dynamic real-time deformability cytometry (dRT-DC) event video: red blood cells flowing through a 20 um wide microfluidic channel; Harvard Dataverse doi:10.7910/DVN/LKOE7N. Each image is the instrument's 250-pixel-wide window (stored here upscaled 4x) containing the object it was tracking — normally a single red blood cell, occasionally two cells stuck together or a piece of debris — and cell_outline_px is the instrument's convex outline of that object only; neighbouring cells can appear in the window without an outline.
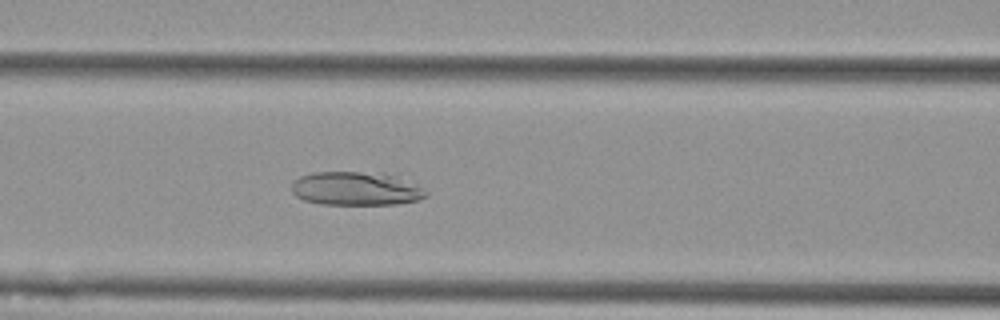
{"species": "Egyptian fruit bat (a non-hibernating species)", "species_latin": "Rousettus aegyptiacus", "temperature_condition": "cold", "stored_images_in_passage": 45, "camera_frame_rate_fps": 3000, "um_per_image_px": 0.085, "animal": {"sex": "female"}, "frame": {"image": 1, "passage_image": 18, "time_ms": 5.667, "image_size_px": [1000, 320], "cell_outline_px": [[428, 196], [420, 200], [400, 204], [320, 204], [304, 200], [296, 196], [292, 192], [292, 184], [300, 176], [312, 172], [384, 172], [420, 188], [428, 192]], "centroid_in_image_um": [30.23, 16.04], "position_along_channel_um": 136.4, "area_um2": 26.18}}
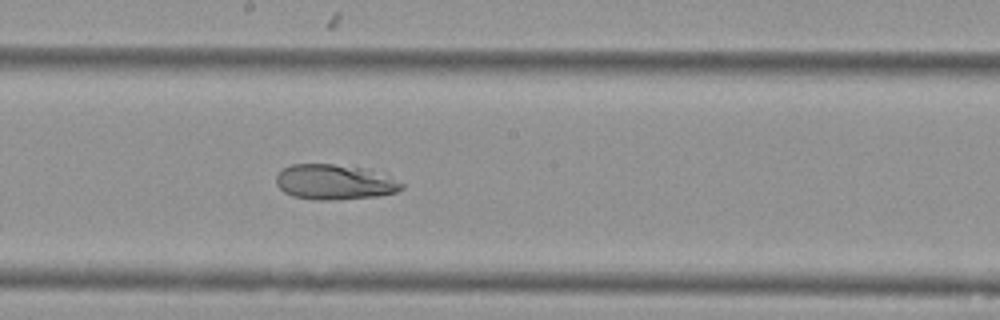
{"frame": {"image": 2, "passage_image": 25, "time_ms": 8.0, "image_size_px": [1000, 320], "cell_outline_px": [[404, 188], [396, 192], [380, 196], [332, 200], [312, 200], [292, 196], [284, 192], [276, 184], [276, 176], [284, 168], [292, 164], [332, 164], [360, 168], [388, 176], [404, 184]], "centroid_in_image_um": [28.41, 15.5], "position_along_channel_um": 219.8, "area_um2": 25.55}}
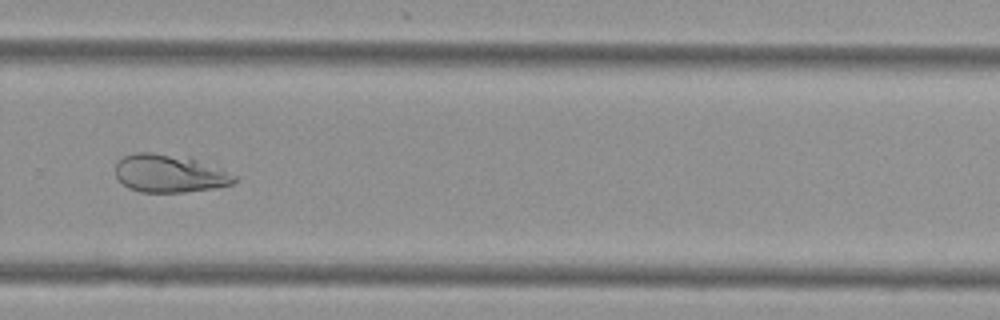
{"frame": {"image": 3, "passage_image": 33, "time_ms": 10.667, "image_size_px": [1000, 320], "cell_outline_px": [[236, 180], [232, 184], [216, 188], [184, 192], [140, 192], [128, 188], [116, 176], [116, 164], [124, 156], [136, 152], [152, 152], [188, 156], [220, 168], [236, 176]], "centroid_in_image_um": [14.42, 14.74], "position_along_channel_um": 315.4, "area_um2": 26.41}}